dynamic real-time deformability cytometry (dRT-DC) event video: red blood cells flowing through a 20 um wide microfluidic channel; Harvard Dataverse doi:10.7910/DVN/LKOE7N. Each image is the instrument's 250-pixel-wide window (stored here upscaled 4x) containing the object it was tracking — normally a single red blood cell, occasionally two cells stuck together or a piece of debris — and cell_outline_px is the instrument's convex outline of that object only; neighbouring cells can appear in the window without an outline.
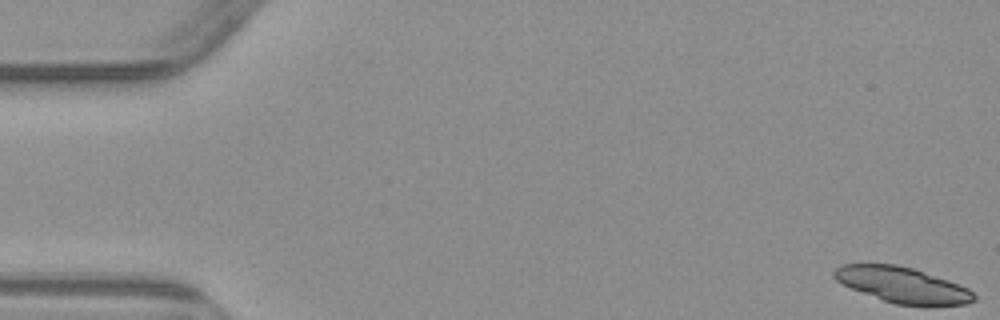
{"species": "common noctule bat (a hibernating species)", "species_latin": "Nyctalus noctula", "temperature_condition": "warm", "stored_images_in_passage": 6, "segment_of_instrument_passage": [2, 2], "camera_frame_rate_fps": 3000, "um_per_image_px": 0.085, "animal": {"sex": "male", "body_mass_g": 23.1, "forearm_length_mm": 52.7}, "frame": {"image": 1, "passage_image": 6, "time_ms": 6.0, "image_size_px": [1000, 320], "cell_outline_px": [[976, 300], [968, 304], [896, 304], [884, 300], [852, 288], [836, 280], [832, 276], [832, 272], [840, 264], [896, 264], [912, 268], [948, 280], [968, 288], [976, 296]], "centroid_in_image_um": [76.68, 24.19], "position_along_channel_um": 8.3, "area_um2": 28.38}}